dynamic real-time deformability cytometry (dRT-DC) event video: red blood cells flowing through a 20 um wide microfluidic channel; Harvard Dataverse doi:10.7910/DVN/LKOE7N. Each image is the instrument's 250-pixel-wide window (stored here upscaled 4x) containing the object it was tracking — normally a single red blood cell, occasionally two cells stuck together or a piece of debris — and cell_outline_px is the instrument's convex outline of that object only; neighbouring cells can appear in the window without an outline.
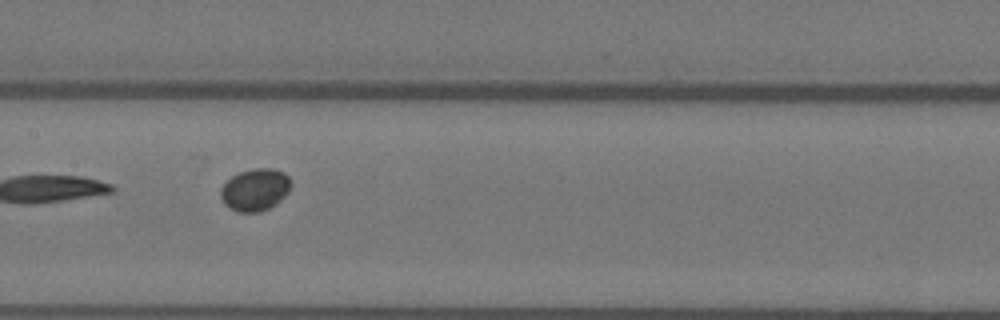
{"species": "Egyptian fruit bat (a non-hibernating species)", "species_latin": "Rousettus aegyptiacus", "temperature_condition": "warm", "stored_images_in_passage": 9, "segment_of_instrument_passage": [2, 2], "camera_frame_rate_fps": 3000, "um_per_image_px": 0.085, "animal": {"sex": "female"}, "frame": {"image": 1, "passage_image": 7, "time_ms": 2.0, "image_size_px": [1000, 320], "cell_outline_px": [[292, 184], [288, 192], [276, 204], [260, 212], [236, 212], [228, 208], [224, 204], [220, 196], [220, 188], [232, 176], [240, 172], [256, 168], [272, 168], [284, 172], [288, 176]], "centroid_in_image_um": [21.68, 16.13], "position_along_channel_um": 185.7, "area_um2": 17.4}}
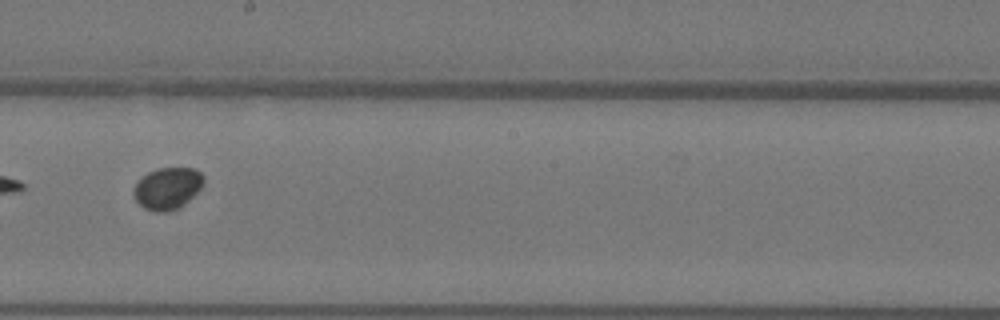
{"frame": {"image": 2, "passage_image": 8, "time_ms": 2.333, "image_size_px": [1000, 320], "cell_outline_px": [[204, 184], [184, 204], [168, 212], [156, 212], [144, 208], [136, 200], [132, 192], [140, 176], [148, 172], [160, 168], [196, 168], [204, 176]], "centroid_in_image_um": [14.22, 15.99], "position_along_channel_um": 234.0, "area_um2": 17.05}}
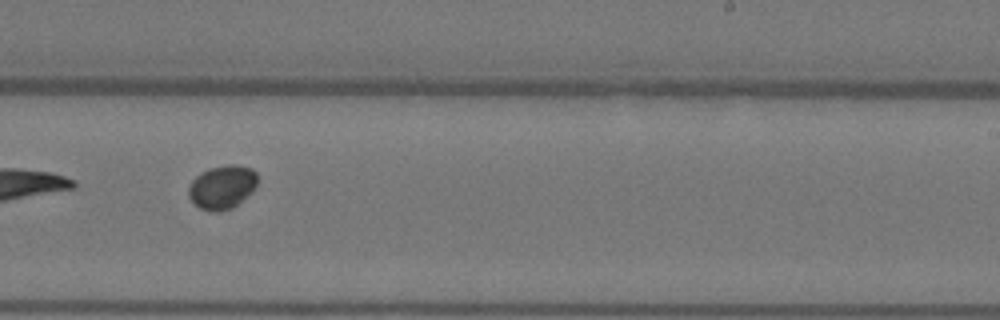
{"frame": {"image": 3, "passage_image": 9, "time_ms": 2.667, "image_size_px": [1000, 320], "cell_outline_px": [[256, 184], [252, 192], [232, 208], [220, 212], [208, 212], [200, 208], [188, 196], [188, 188], [192, 180], [200, 172], [212, 168], [228, 164], [236, 164], [252, 168], [256, 172]], "centroid_in_image_um": [18.88, 15.91], "position_along_channel_um": 270.1, "area_um2": 17.57}}